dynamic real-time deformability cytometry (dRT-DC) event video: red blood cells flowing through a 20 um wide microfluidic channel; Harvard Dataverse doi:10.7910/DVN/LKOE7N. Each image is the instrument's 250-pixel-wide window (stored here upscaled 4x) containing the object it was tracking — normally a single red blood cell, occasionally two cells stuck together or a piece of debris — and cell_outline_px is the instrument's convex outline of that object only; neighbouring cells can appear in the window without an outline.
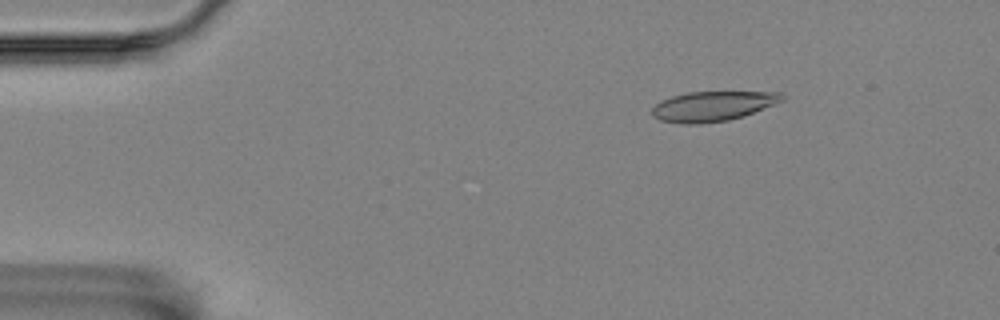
{"species": "Egyptian fruit bat (a non-hibernating species)", "species_latin": "Rousettus aegyptiacus", "temperature_condition": "room temperature", "stored_images_in_passage": 6, "camera_frame_rate_fps": 3000, "um_per_image_px": 0.085, "animal": {"sex": "female"}, "frame": {"image": 1, "passage_image": 3, "time_ms": 0.667, "image_size_px": [1000, 320], "cell_outline_px": [[784, 100], [744, 116], [728, 120], [700, 124], [684, 124], [660, 120], [652, 116], [652, 108], [660, 100], [672, 96], [688, 92], [780, 92], [784, 96]], "centroid_in_image_um": [60.56, 9.03], "position_along_channel_um": 24.4, "area_um2": 22.6}}